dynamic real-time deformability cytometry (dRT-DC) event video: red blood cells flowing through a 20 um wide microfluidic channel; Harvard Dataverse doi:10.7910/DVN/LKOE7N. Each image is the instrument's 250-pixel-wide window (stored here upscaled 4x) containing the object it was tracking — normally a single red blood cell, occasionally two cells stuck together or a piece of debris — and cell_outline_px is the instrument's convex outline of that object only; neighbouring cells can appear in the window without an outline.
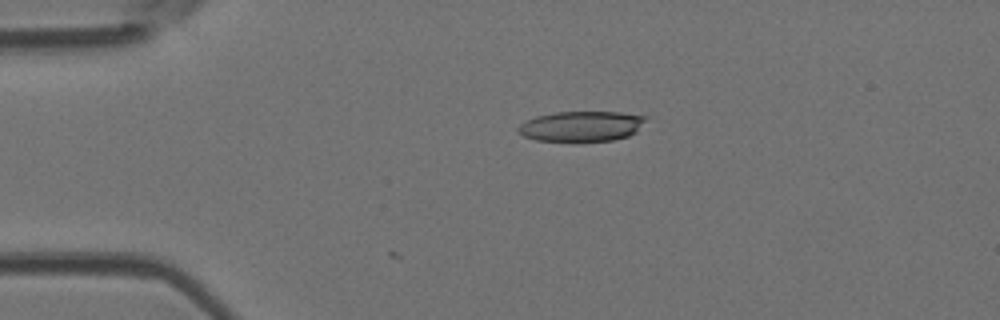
{"species": "Egyptian fruit bat (a non-hibernating species)", "species_latin": "Rousettus aegyptiacus", "temperature_condition": "room temperature", "stored_images_in_passage": 5, "camera_frame_rate_fps": 3000, "um_per_image_px": 0.085, "animal": {"sex": "female"}, "frame": {"image": 1, "passage_image": 3, "time_ms": 0.667, "image_size_px": [1000, 320], "cell_outline_px": [[648, 116], [636, 132], [628, 136], [612, 140], [536, 140], [524, 136], [516, 128], [520, 124], [536, 116], [556, 112], [620, 112]], "centroid_in_image_um": [49.44, 10.71], "position_along_channel_um": 35.6, "area_um2": 22.08}}
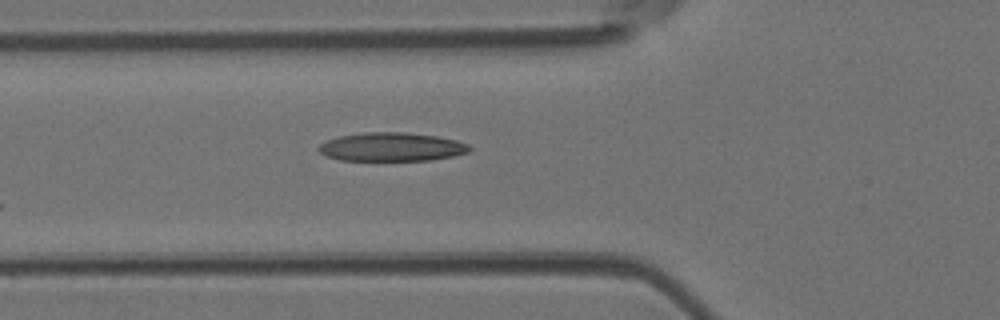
{"frame": {"image": 2, "passage_image": 5, "time_ms": 1.333, "image_size_px": [1000, 320], "cell_outline_px": [[472, 148], [468, 152], [452, 156], [428, 160], [340, 160], [328, 156], [320, 152], [316, 148], [320, 144], [328, 140], [340, 136], [364, 132], [404, 132], [436, 136], [456, 140], [468, 144]], "centroid_in_image_um": [33.28, 12.48], "position_along_channel_um": 92.5, "area_um2": 24.97}}